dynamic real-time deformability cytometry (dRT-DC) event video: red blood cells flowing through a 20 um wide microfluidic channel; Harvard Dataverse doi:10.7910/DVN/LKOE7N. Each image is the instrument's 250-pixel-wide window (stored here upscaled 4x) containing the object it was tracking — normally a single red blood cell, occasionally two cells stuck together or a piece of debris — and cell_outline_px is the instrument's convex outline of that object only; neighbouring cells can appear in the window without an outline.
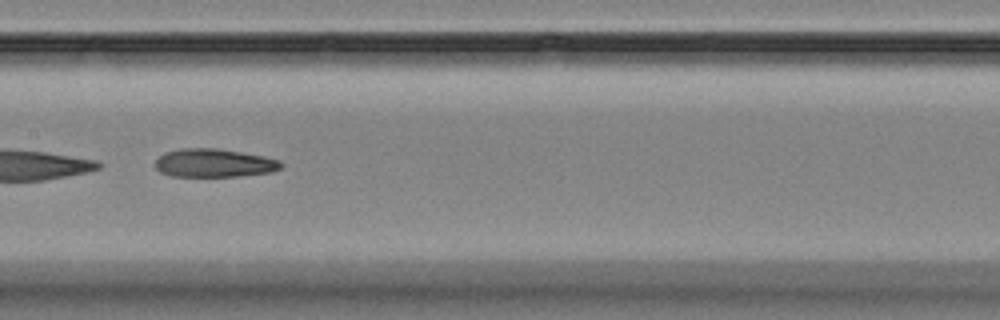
{"species": "Egyptian fruit bat (a non-hibernating species)", "species_latin": "Rousettus aegyptiacus", "temperature_condition": "room temperature", "stored_images_in_passage": 10, "segment_of_instrument_passage": [1, 2], "camera_frame_rate_fps": 3000, "um_per_image_px": 0.085, "animal": {"sex": "female"}, "frame": {"image": 1, "passage_image": 7, "time_ms": 7.0, "image_size_px": [1000, 320], "cell_outline_px": [[284, 164], [280, 168], [272, 172], [236, 176], [172, 176], [160, 172], [156, 168], [156, 160], [164, 152], [180, 148], [216, 148], [264, 156], [280, 160]], "centroid_in_image_um": [18.2, 13.85], "position_along_channel_um": 189.2, "area_um2": 20.75}}
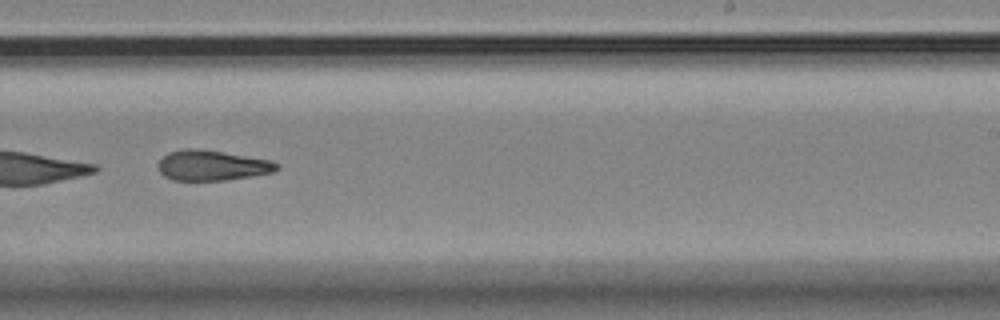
{"frame": {"image": 2, "passage_image": 9, "time_ms": 9.333, "image_size_px": [1000, 320], "cell_outline_px": [[280, 168], [272, 172], [252, 176], [228, 180], [172, 180], [164, 176], [160, 172], [160, 160], [168, 152], [184, 148], [196, 148], [272, 160], [280, 164]], "centroid_in_image_um": [18.06, 14.06], "position_along_channel_um": 270.9, "area_um2": 20.87}}